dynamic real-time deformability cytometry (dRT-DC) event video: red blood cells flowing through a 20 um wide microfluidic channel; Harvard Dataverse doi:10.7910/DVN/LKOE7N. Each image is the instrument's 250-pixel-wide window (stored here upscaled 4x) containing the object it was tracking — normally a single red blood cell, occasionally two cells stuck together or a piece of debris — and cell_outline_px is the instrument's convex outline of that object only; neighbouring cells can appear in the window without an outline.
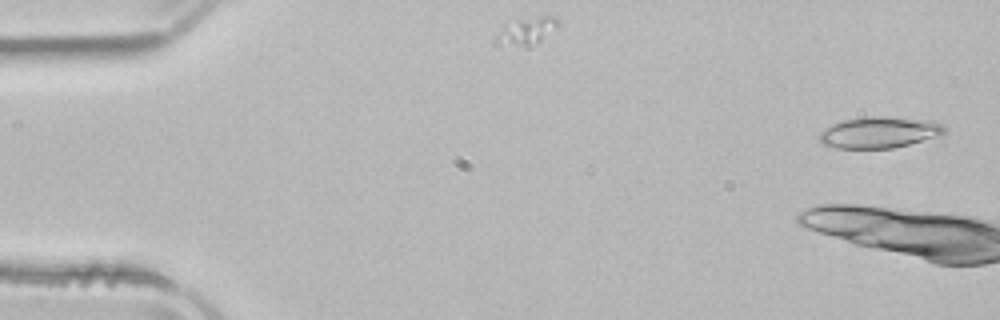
{"species": "common noctule bat (a hibernating species)", "species_latin": "Nyctalus noctula", "temperature_condition": "room temperature", "stored_images_in_passage": 4, "camera_frame_rate_fps": 3000, "um_per_image_px": 0.085, "animal": {"sex": "male", "body_mass_g": 21.5, "forearm_length_mm": 52.0}, "frame": {"image": 1, "passage_image": 2, "time_ms": 0.333, "image_size_px": [1000, 320], "cell_outline_px": [[944, 132], [940, 136], [892, 148], [836, 148], [824, 144], [820, 140], [820, 132], [844, 120], [872, 116], [888, 116], [932, 120], [940, 124], [944, 128]], "centroid_in_image_um": [74.79, 11.25], "position_along_channel_um": 10.2, "area_um2": 22.43}}